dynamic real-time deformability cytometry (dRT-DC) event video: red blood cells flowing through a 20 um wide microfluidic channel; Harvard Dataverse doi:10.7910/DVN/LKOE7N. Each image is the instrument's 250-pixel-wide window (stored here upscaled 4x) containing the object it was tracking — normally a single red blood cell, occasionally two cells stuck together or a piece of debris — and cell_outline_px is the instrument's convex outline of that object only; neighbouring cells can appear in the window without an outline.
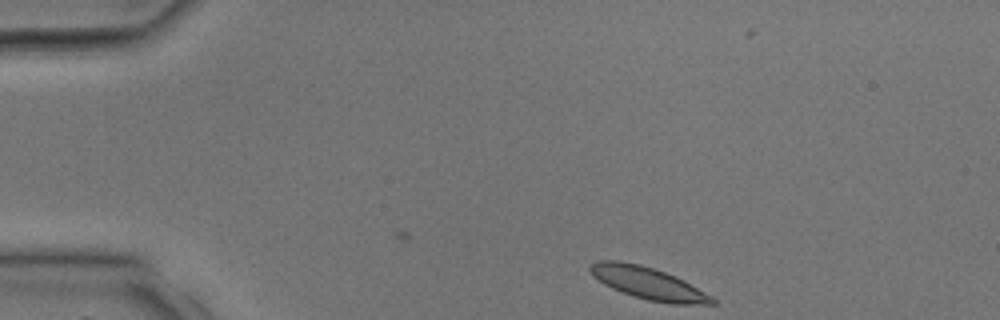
{"species": "common noctule bat (a hibernating species)", "species_latin": "Nyctalus noctula", "temperature_condition": "room temperature", "stored_images_in_passage": 23, "camera_frame_rate_fps": 3000, "um_per_image_px": 0.085, "animal": {"sex": "male", "body_mass_g": 17.9, "forearm_length_mm": 54.2}, "frame": {"image": 1, "passage_image": 1, "time_ms": 0.0, "image_size_px": [1000, 320], "cell_outline_px": [[716, 304], [672, 304], [648, 300], [612, 288], [604, 284], [592, 276], [588, 268], [596, 260], [620, 260], [640, 264], [676, 276], [684, 280], [712, 296], [716, 300]], "centroid_in_image_um": [55.09, 24.06], "position_along_channel_um": 29.9, "area_um2": 22.77}}
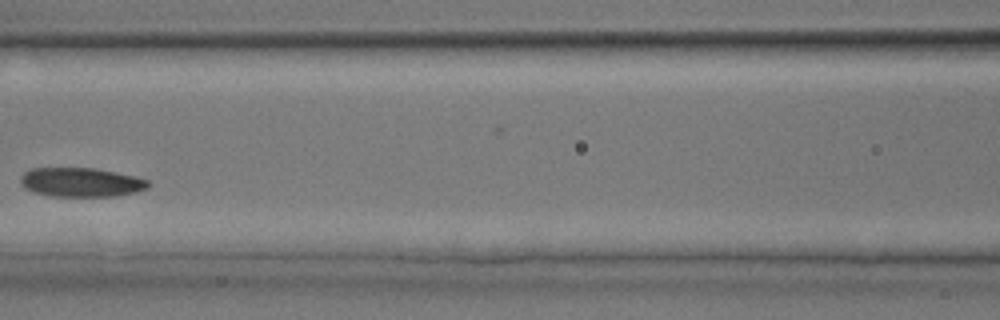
{"frame": {"image": 2, "passage_image": 11, "time_ms": 3.333, "image_size_px": [1000, 320], "cell_outline_px": [[148, 188], [136, 192], [116, 196], [52, 196], [32, 192], [24, 188], [20, 184], [20, 176], [24, 172], [32, 168], [92, 168], [116, 172], [136, 176], [148, 180]], "centroid_in_image_um": [6.86, 15.49], "position_along_channel_um": 159.7, "area_um2": 21.79}}
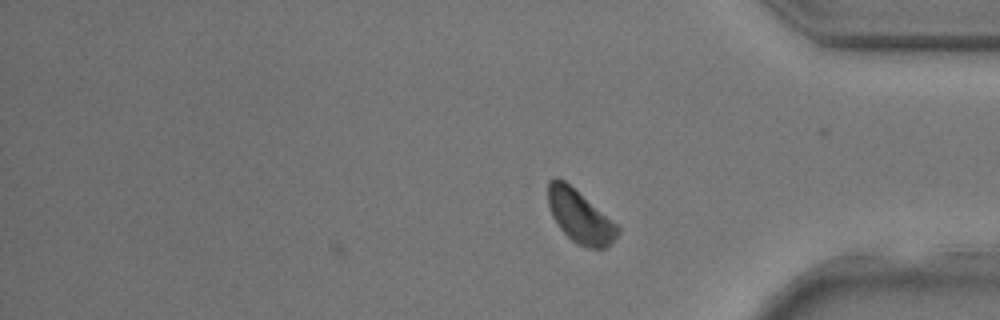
{"frame": {"image": 3, "passage_image": 23, "time_ms": 7.333, "image_size_px": [1000, 320], "cell_outline_px": [[620, 232], [612, 244], [604, 248], [584, 248], [572, 240], [560, 228], [552, 216], [548, 204], [548, 180], [556, 176], [564, 180], [616, 224], [620, 228]], "centroid_in_image_um": [49.28, 18.41], "position_along_channel_um": 385.9, "area_um2": 21.15}}